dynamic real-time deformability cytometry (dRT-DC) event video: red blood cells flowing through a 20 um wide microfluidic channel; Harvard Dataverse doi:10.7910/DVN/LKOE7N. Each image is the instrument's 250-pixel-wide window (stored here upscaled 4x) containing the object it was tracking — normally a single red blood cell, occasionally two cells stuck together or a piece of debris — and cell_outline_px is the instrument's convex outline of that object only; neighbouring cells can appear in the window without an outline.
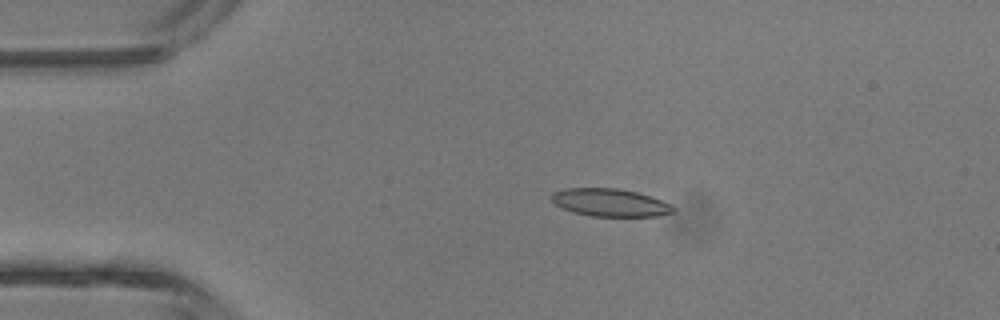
{"species": "common noctule bat (a hibernating species)", "species_latin": "Nyctalus noctula", "temperature_condition": "room temperature", "stored_images_in_passage": 2, "camera_frame_rate_fps": 3000, "um_per_image_px": 0.085, "animal": {"sex": "male", "body_mass_g": 13.3}, "frame": {"image": 1, "passage_image": 1, "time_ms": 0.0, "image_size_px": [1000, 320], "cell_outline_px": [[676, 208], [672, 212], [656, 216], [592, 216], [572, 212], [556, 204], [552, 200], [552, 192], [564, 188], [616, 188], [636, 192], [660, 200]], "centroid_in_image_um": [51.81, 17.21], "position_along_channel_um": 33.2, "area_um2": 19.36}}